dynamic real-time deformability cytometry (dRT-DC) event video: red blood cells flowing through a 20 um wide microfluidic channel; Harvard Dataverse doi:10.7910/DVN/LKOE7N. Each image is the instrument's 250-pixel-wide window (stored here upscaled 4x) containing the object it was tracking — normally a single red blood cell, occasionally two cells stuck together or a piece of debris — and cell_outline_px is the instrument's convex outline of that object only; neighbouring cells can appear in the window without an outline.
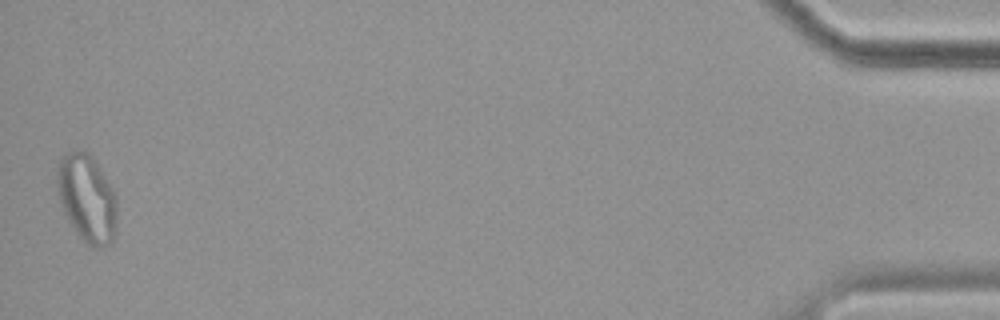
{"species": "common noctule bat (a hibernating species)", "species_latin": "Nyctalus noctula", "temperature_condition": "cold", "stored_images_in_passage": 45, "segment_of_instrument_passage": [2, 2], "camera_frame_rate_fps": 3000, "um_per_image_px": 0.085, "animal": {"sex": "female", "body_mass_g": 19.9}, "frame": {"image": 1, "passage_image": 44, "time_ms": 14.333, "image_size_px": [1000, 320], "cell_outline_px": [[116, 220], [112, 240], [108, 244], [100, 248], [92, 248], [80, 236], [68, 220], [64, 212], [60, 200], [56, 184], [56, 172], [60, 160], [68, 152], [88, 152], [92, 156], [112, 188], [116, 196]], "centroid_in_image_um": [7.38, 16.86], "position_along_channel_um": 427.8, "area_um2": 30.06}}